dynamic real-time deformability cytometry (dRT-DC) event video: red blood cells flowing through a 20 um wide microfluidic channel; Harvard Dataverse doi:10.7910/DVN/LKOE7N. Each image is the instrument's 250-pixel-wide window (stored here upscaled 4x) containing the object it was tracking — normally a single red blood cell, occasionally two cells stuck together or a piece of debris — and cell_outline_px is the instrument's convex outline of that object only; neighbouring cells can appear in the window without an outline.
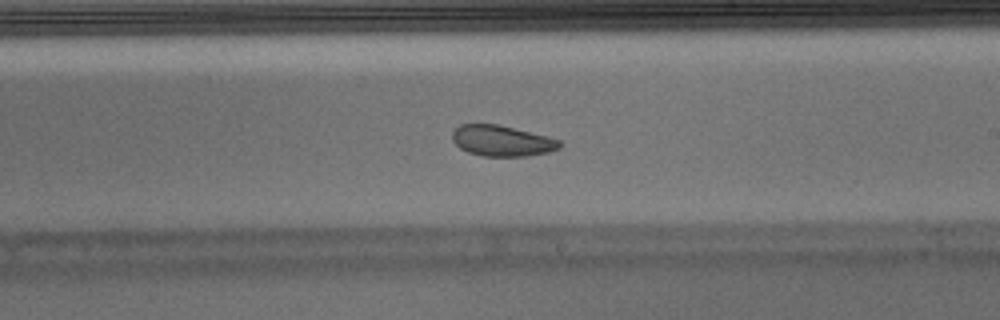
{"species": "Egyptian fruit bat (a non-hibernating species)", "species_latin": "Rousettus aegyptiacus", "temperature_condition": "warm", "stored_images_in_passage": 38, "segment_of_instrument_passage": [1, 2], "camera_frame_rate_fps": 3000, "um_per_image_px": 0.085, "animal": {"sex": "male"}, "frame": {"image": 1, "passage_image": 17, "time_ms": 5.333, "image_size_px": [1000, 320], "cell_outline_px": [[564, 144], [560, 148], [548, 152], [528, 156], [484, 156], [468, 152], [460, 148], [452, 140], [452, 132], [460, 124], [496, 124], [548, 136], [560, 140]], "centroid_in_image_um": [42.68, 11.97], "position_along_channel_um": 246.3, "area_um2": 19.31}}